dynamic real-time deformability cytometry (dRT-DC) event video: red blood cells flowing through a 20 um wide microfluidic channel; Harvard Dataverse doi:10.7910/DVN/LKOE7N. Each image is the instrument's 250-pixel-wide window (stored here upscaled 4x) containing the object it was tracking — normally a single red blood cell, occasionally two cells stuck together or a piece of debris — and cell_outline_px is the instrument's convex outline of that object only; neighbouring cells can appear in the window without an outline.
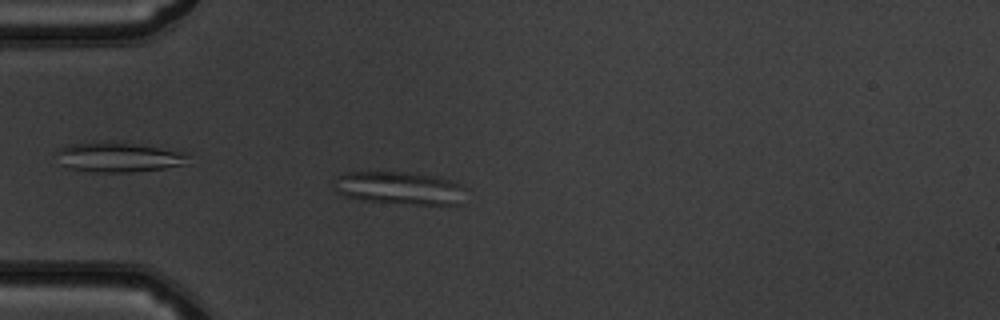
{"species": "common noctule bat (a hibernating species)", "species_latin": "Nyctalus noctula", "temperature_condition": "warm", "stored_images_in_passage": 52, "camera_frame_rate_fps": 3000, "um_per_image_px": 0.085, "animal": {"sex": "male", "body_mass_g": 19.5, "forearm_length_mm": 54.6}, "frame": {"image": 1, "passage_image": 15, "time_ms": 4.667, "image_size_px": [1000, 320], "cell_outline_px": [[468, 188], [460, 204], [416, 204], [360, 200], [336, 192], [336, 176], [348, 172], [408, 172], [436, 176], [460, 184]], "centroid_in_image_um": [34.0, 15.98], "position_along_channel_um": 51.0, "area_um2": 25.09}}
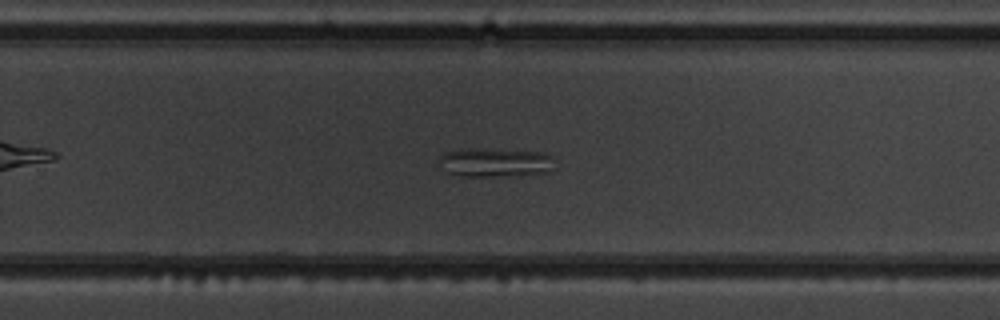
{"frame": {"image": 2, "passage_image": 34, "time_ms": 11.0, "image_size_px": [1000, 320], "cell_outline_px": [[552, 168], [548, 172], [492, 176], [464, 176], [448, 172], [440, 160], [440, 156], [444, 152], [468, 148], [476, 148], [544, 152], [552, 156]], "centroid_in_image_um": [42.1, 13.78], "position_along_channel_um": 287.7, "area_um2": 19.02}}
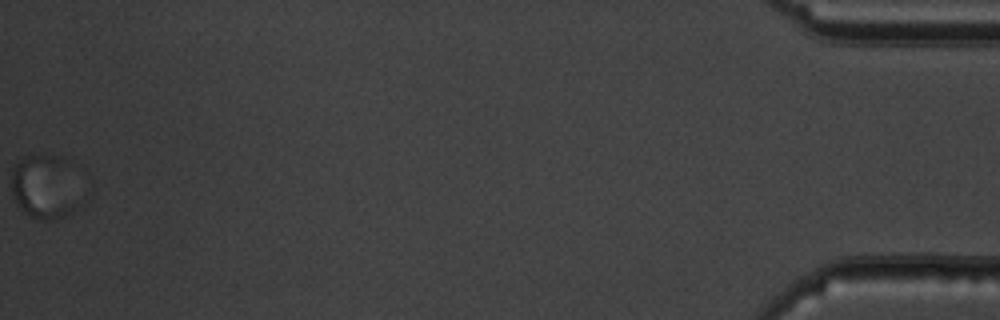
{"frame": {"image": 3, "passage_image": 52, "time_ms": 17.0, "image_size_px": [1000, 320], "cell_outline_px": [[88, 200], [84, 204], [64, 216], [52, 220], [36, 220], [24, 212], [16, 204], [12, 196], [12, 168], [24, 156], [68, 156], [72, 160], [88, 192]], "centroid_in_image_um": [4.05, 15.88], "position_along_channel_um": 431.1, "area_um2": 28.5}, "authors_computed_cell_mechanics": {"area_um2": 24.4494, "velocity_mm_per_s": 3.9568, "shape_relaxation_time_tau1_ms": 8.3418, "shape_relaxation_time_tau2_ms": null, "deformation_change_tau1": 0.168, "deformation_change_tau2": null}}